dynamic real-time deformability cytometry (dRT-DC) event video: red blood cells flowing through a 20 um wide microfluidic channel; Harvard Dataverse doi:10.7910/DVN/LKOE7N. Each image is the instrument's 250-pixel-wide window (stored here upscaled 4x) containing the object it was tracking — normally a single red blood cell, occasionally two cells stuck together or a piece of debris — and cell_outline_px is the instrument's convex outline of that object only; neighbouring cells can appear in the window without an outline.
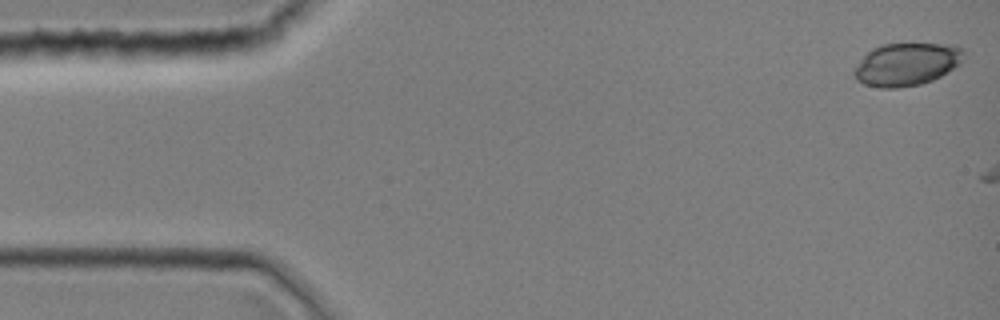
{"species": "common noctule bat (a hibernating species)", "species_latin": "Nyctalus noctula", "temperature_condition": "room temperature", "stored_images_in_passage": 39, "camera_frame_rate_fps": 3000, "um_per_image_px": 0.085, "animal": {"sex": "female", "body_mass_g": 19.0, "forearm_length_mm": 51.5}, "frame": {"image": 1, "passage_image": 1, "time_ms": 0.0, "image_size_px": [1000, 320], "cell_outline_px": [[964, 52], [960, 64], [940, 76], [932, 80], [920, 84], [896, 88], [880, 88], [864, 84], [856, 80], [852, 72], [852, 68], [872, 48], [880, 44], [956, 44], [964, 48]], "centroid_in_image_um": [77.04, 5.46], "position_along_channel_um": 8.0, "area_um2": 27.51}}
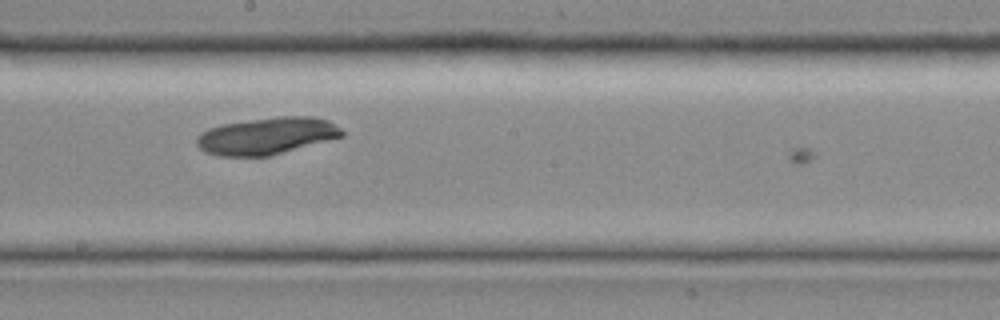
{"frame": {"image": 2, "passage_image": 22, "time_ms": 7.0, "image_size_px": [1000, 320], "cell_outline_px": [[344, 136], [272, 156], [220, 156], [204, 152], [196, 144], [196, 136], [200, 132], [208, 128], [224, 124], [280, 116], [312, 116], [328, 120], [340, 128], [344, 132]], "centroid_in_image_um": [22.68, 11.56], "position_along_channel_um": 225.5, "area_um2": 31.44}}
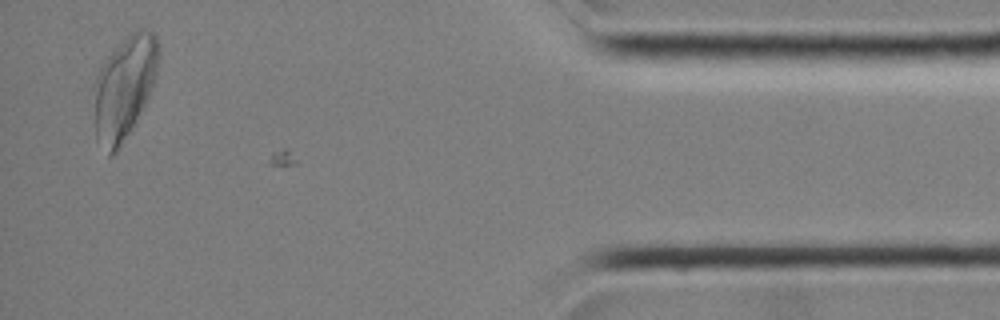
{"frame": {"image": 3, "passage_image": 38, "time_ms": 12.333, "image_size_px": [1000, 320], "cell_outline_px": [[160, 56], [156, 76], [152, 88], [136, 120], [116, 152], [112, 156], [108, 156], [96, 140], [92, 88], [92, 84], [104, 60], [124, 36], [136, 28], [152, 28], [156, 36], [160, 48]], "centroid_in_image_um": [10.55, 7.37], "position_along_channel_um": 424.6, "area_um2": 39.71}}